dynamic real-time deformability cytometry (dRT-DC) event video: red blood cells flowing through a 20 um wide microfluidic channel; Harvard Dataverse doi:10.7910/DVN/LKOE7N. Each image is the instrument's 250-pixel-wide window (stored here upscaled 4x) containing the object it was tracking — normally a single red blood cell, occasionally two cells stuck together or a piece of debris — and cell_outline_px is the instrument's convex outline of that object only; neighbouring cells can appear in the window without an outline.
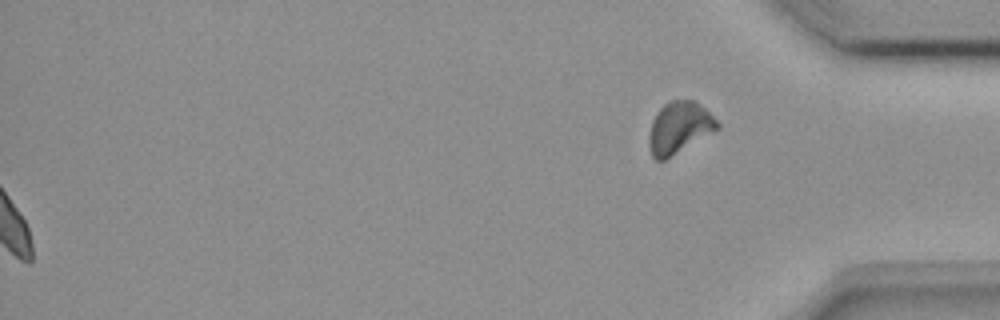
{"species": "common noctule bat (a hibernating species)", "species_latin": "Nyctalus noctula", "temperature_condition": "room temperature", "stored_images_in_passage": 47, "segment_of_instrument_passage": [2, 2], "camera_frame_rate_fps": 3000, "um_per_image_px": 0.085, "animal": {"sex": "female", "body_mass_g": 18.4}, "frame": {"image": 1, "passage_image": 47, "time_ms": 15.333, "image_size_px": [1000, 320], "cell_outline_px": [[720, 128], [664, 160], [656, 160], [652, 156], [648, 144], [648, 136], [652, 120], [656, 112], [664, 104], [672, 100], [692, 100], [700, 104], [720, 124]], "centroid_in_image_um": [57.7, 10.85], "position_along_channel_um": 377.5, "area_um2": 20.4}}